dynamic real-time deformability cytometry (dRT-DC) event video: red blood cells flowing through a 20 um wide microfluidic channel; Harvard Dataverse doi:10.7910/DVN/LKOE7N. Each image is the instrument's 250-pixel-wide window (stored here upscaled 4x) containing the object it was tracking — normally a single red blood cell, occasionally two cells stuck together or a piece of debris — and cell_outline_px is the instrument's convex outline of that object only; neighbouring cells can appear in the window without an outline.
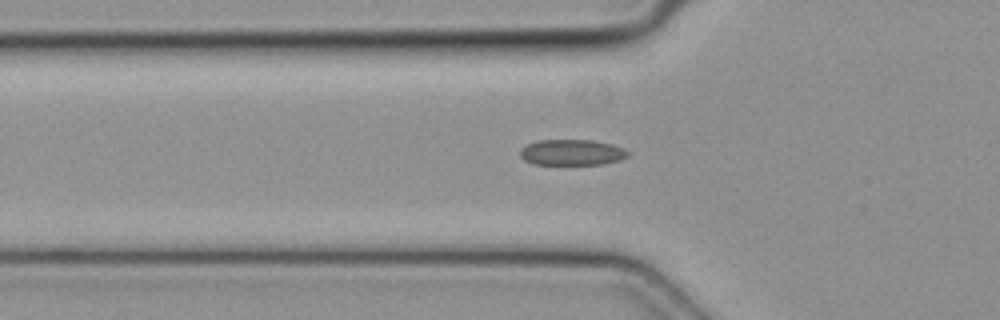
{"species": "common noctule bat (a hibernating species)", "species_latin": "Nyctalus noctula", "temperature_condition": "cold", "stored_images_in_passage": 31, "camera_frame_rate_fps": 3000, "um_per_image_px": 0.085, "animal": {"sex": "female", "body_mass_g": 19.3, "forearm_length_mm": 54.1}, "frame": {"image": 1, "passage_image": 3, "time_ms": 0.667, "image_size_px": [1000, 320], "cell_outline_px": [[628, 156], [620, 160], [604, 164], [532, 164], [524, 160], [520, 156], [520, 148], [528, 144], [540, 140], [592, 140], [612, 144], [624, 148], [628, 152]], "centroid_in_image_um": [48.61, 12.95], "position_along_channel_um": 77.2, "area_um2": 16.24}}
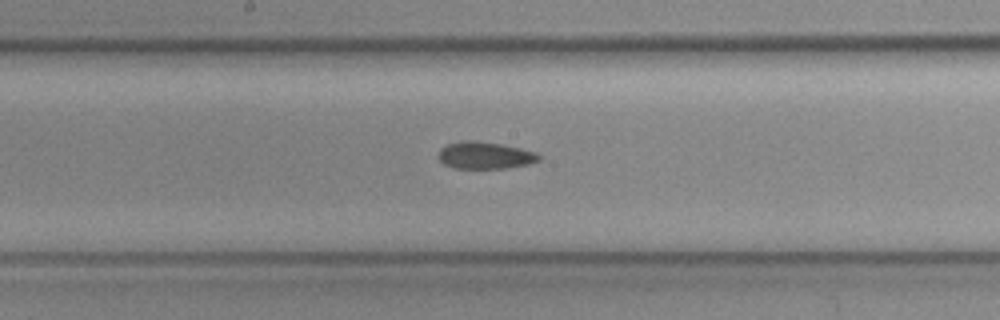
{"frame": {"image": 2, "passage_image": 12, "time_ms": 3.667, "image_size_px": [1000, 320], "cell_outline_px": [[540, 160], [528, 164], [504, 168], [456, 168], [444, 164], [440, 160], [440, 148], [448, 144], [464, 140], [476, 140], [500, 144], [520, 148], [536, 152], [540, 156]], "centroid_in_image_um": [41.24, 13.2], "position_along_channel_um": 207.0, "area_um2": 15.66}}
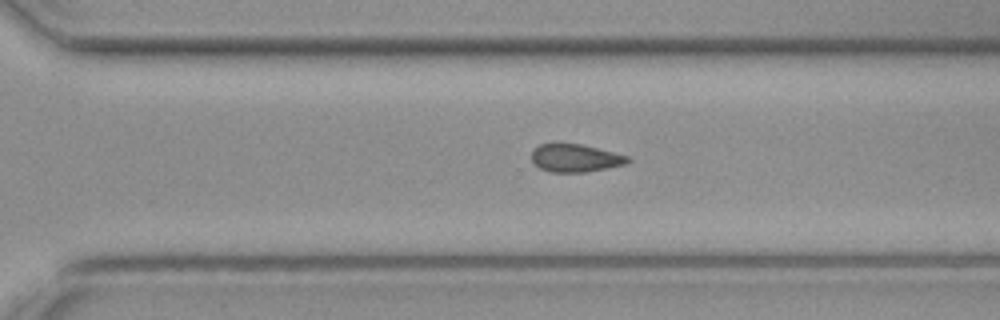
{"frame": {"image": 3, "passage_image": 20, "time_ms": 6.333, "image_size_px": [1000, 320], "cell_outline_px": [[632, 160], [624, 164], [584, 172], [548, 172], [532, 164], [532, 148], [540, 144], [580, 144], [628, 156]], "centroid_in_image_um": [48.83, 13.44], "position_along_channel_um": 321.8, "area_um2": 15.43}}